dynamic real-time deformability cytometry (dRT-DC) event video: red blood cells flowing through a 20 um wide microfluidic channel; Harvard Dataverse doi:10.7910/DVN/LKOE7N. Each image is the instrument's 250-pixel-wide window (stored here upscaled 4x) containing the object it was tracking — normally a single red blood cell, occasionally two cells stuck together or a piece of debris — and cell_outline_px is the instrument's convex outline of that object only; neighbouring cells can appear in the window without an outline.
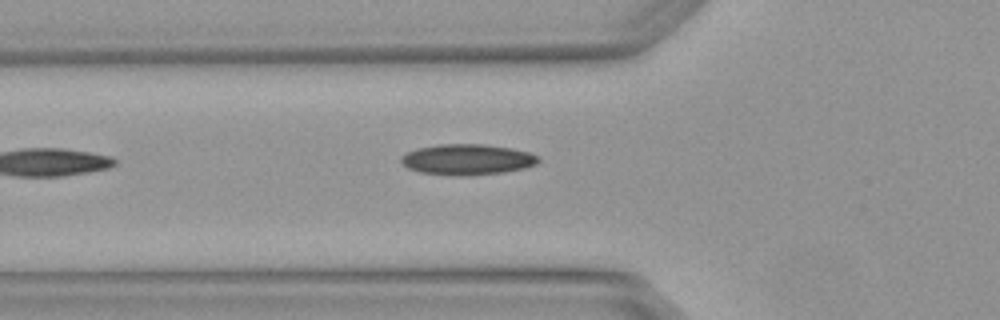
{"species": "Egyptian fruit bat (a non-hibernating species)", "species_latin": "Rousettus aegyptiacus", "temperature_condition": "warm", "stored_images_in_passage": 4, "camera_frame_rate_fps": 3000, "um_per_image_px": 0.085, "animal": {"sex": "female"}, "frame": {"image": 1, "passage_image": 4, "time_ms": 1.0, "image_size_px": [1000, 320], "cell_outline_px": [[540, 160], [536, 164], [524, 168], [504, 172], [464, 176], [460, 176], [420, 172], [408, 168], [400, 164], [400, 156], [416, 148], [436, 144], [484, 144], [512, 148], [528, 152], [540, 156]], "centroid_in_image_um": [39.7, 13.55], "position_along_channel_um": 86.1, "area_um2": 24.8}}